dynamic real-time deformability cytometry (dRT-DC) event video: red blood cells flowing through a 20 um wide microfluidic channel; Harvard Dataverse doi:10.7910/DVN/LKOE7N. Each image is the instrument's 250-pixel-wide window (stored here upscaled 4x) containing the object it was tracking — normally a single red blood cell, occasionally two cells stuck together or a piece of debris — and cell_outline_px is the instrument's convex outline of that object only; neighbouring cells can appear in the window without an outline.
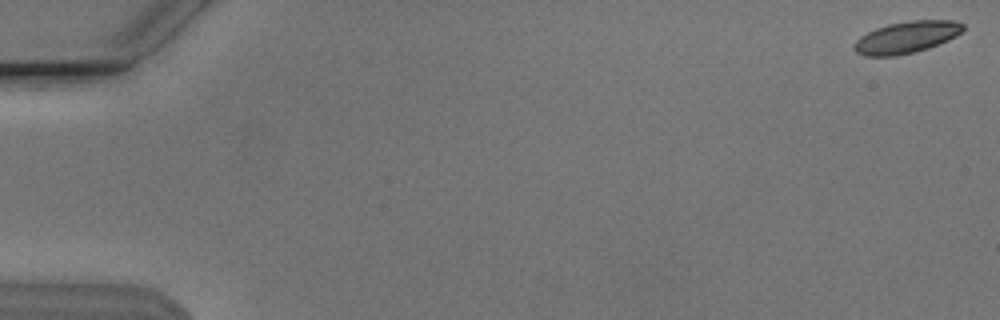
{"species": "Egyptian fruit bat (a non-hibernating species)", "species_latin": "Rousettus aegyptiacus", "temperature_condition": "cold", "stored_images_in_passage": 15, "camera_frame_rate_fps": 3000, "um_per_image_px": 0.085, "animal": {"sex": "male"}, "frame": {"image": 1, "passage_image": 1, "time_ms": 0.0, "image_size_px": [1000, 320], "cell_outline_px": [[964, 28], [956, 36], [948, 40], [928, 48], [916, 52], [896, 56], [864, 56], [856, 52], [852, 48], [852, 44], [860, 36], [876, 28], [888, 24], [912, 20], [956, 20], [964, 24]], "centroid_in_image_um": [77.03, 3.17], "position_along_channel_um": 8.0, "area_um2": 20.35}}
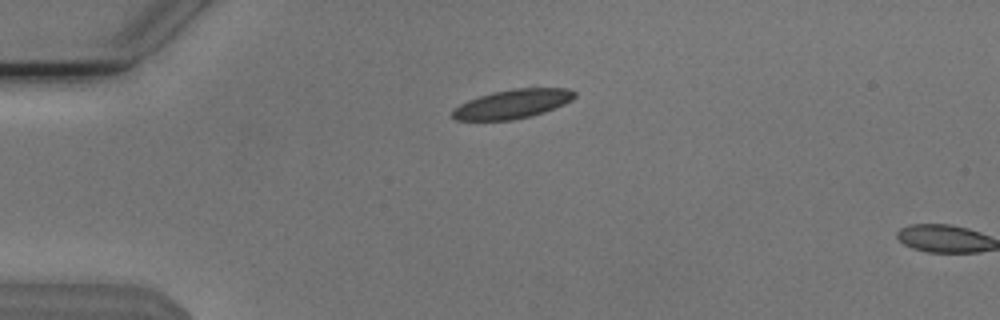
{"frame": {"image": 2, "passage_image": 14, "time_ms": 4.333, "image_size_px": [1000, 320], "cell_outline_px": [[576, 96], [572, 100], [564, 104], [544, 112], [532, 116], [512, 120], [456, 120], [452, 116], [452, 108], [468, 100], [492, 92], [512, 88], [568, 88], [576, 92]], "centroid_in_image_um": [43.57, 8.83], "position_along_channel_um": 41.4, "area_um2": 20.75}}